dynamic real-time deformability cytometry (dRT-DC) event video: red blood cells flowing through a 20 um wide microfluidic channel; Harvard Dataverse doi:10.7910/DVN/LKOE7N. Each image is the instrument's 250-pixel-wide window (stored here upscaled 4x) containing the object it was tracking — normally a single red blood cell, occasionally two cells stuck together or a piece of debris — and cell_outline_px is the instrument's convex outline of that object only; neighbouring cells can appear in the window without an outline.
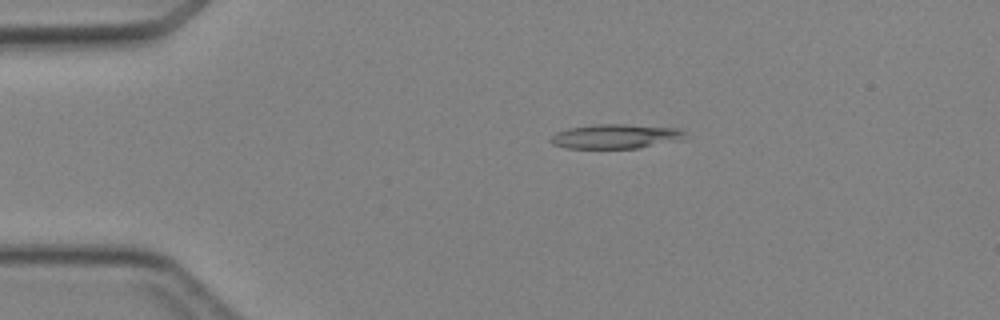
{"species": "Egyptian fruit bat (a non-hibernating species)", "species_latin": "Rousettus aegyptiacus", "temperature_condition": "cold", "stored_images_in_passage": 4, "segment_of_instrument_passage": [1, 2], "camera_frame_rate_fps": 3000, "um_per_image_px": 0.085, "animal": {"sex": "female"}, "frame": {"image": 1, "passage_image": 2, "time_ms": 2.333, "image_size_px": [1000, 320], "cell_outline_px": [[684, 132], [680, 140], [640, 148], [564, 148], [552, 144], [548, 140], [556, 132], [568, 128], [592, 124], [624, 124], [680, 128]], "centroid_in_image_um": [52.27, 11.59], "position_along_channel_um": 32.7, "area_um2": 19.19}}